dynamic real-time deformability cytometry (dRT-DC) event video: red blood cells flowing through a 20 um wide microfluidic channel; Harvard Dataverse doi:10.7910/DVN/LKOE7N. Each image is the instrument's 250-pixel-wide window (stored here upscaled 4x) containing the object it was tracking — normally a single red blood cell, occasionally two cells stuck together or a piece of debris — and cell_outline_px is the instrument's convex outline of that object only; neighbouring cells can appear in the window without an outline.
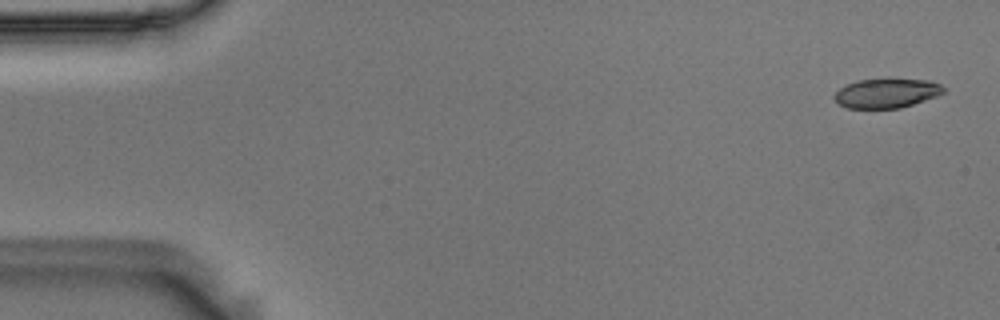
{"species": "Egyptian fruit bat (a non-hibernating species)", "species_latin": "Rousettus aegyptiacus", "temperature_condition": "room temperature", "stored_images_in_passage": 55, "camera_frame_rate_fps": 3000, "um_per_image_px": 0.085, "animal": {"sex": "male"}, "frame": {"image": 1, "passage_image": 2, "time_ms": 0.333, "image_size_px": [1000, 320], "cell_outline_px": [[944, 92], [936, 96], [900, 108], [848, 108], [836, 104], [832, 96], [840, 88], [856, 80], [888, 76], [932, 80], [940, 84], [944, 88]], "centroid_in_image_um": [75.34, 7.87], "position_along_channel_um": 9.7, "area_um2": 19.54}}
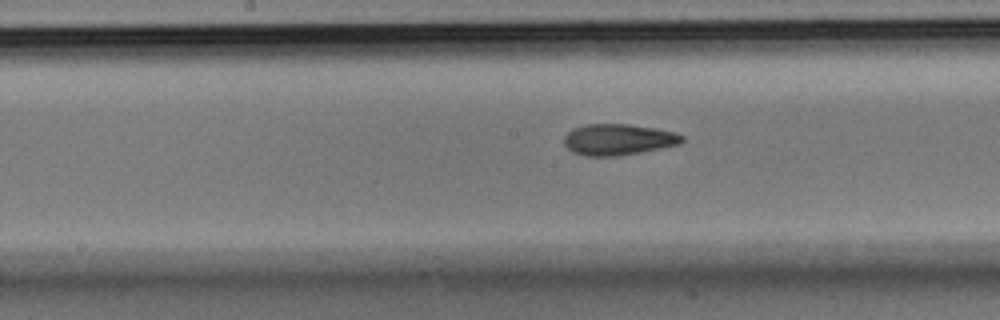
{"frame": {"image": 2, "passage_image": 28, "time_ms": 9.0, "image_size_px": [1000, 320], "cell_outline_px": [[684, 140], [680, 144], [640, 152], [616, 156], [584, 156], [572, 152], [564, 144], [564, 136], [572, 128], [588, 124], [628, 124], [656, 128], [676, 132], [684, 136]], "centroid_in_image_um": [52.55, 11.85], "position_along_channel_um": 195.7, "area_um2": 21.5}}
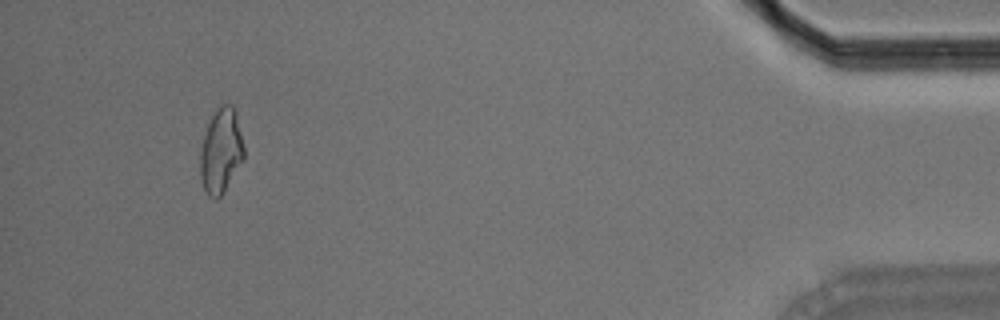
{"frame": {"image": 3, "passage_image": 52, "time_ms": 17.0, "image_size_px": [1000, 320], "cell_outline_px": [[244, 156], [224, 192], [216, 200], [208, 196], [200, 180], [200, 152], [204, 136], [208, 124], [212, 116], [220, 104], [232, 104], [236, 108], [244, 148]], "centroid_in_image_um": [18.78, 12.81], "position_along_channel_um": 416.4, "area_um2": 21.56}, "authors_computed_cell_mechanics": {"area_um2": 20.9236, "velocity_mm_per_s": 3.6209, "shape_relaxation_time_tau1_ms": 5.4659, "shape_relaxation_time_tau2_ms": 2.5348, "deformation_change_tau1": 0.1723, "deformation_change_tau2": 0.0973}}